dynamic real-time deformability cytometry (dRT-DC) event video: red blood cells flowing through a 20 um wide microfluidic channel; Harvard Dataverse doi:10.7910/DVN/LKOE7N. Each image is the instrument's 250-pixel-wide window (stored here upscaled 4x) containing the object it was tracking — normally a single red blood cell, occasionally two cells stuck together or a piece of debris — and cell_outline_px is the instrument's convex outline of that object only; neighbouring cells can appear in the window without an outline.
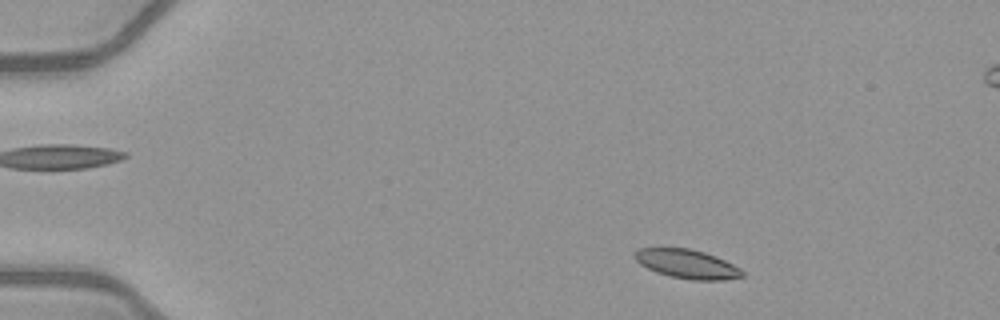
{"species": "common noctule bat (a hibernating species)", "species_latin": "Nyctalus noctula", "temperature_condition": "warm", "stored_images_in_passage": 48, "camera_frame_rate_fps": 3000, "um_per_image_px": 0.085, "animal": {"sex": "female", "body_mass_g": 21.9}, "frame": {"image": 1, "passage_image": 5, "time_ms": 1.333, "image_size_px": [1000, 320], "cell_outline_px": [[744, 276], [724, 280], [692, 280], [672, 276], [656, 272], [640, 264], [632, 256], [640, 248], [688, 248], [704, 252], [716, 256], [740, 268], [744, 272]], "centroid_in_image_um": [58.41, 22.44], "position_along_channel_um": 26.6, "area_um2": 18.03}}
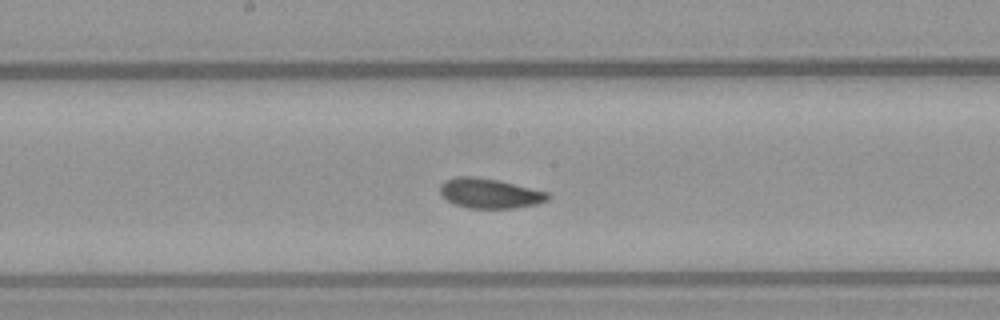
{"frame": {"image": 2, "passage_image": 25, "time_ms": 8.0, "image_size_px": [1000, 320], "cell_outline_px": [[552, 196], [548, 200], [536, 204], [516, 208], [468, 208], [456, 204], [448, 200], [440, 192], [440, 184], [456, 176], [476, 176], [500, 180], [548, 192]], "centroid_in_image_um": [41.67, 16.42], "position_along_channel_um": 206.5, "area_um2": 18.79}}
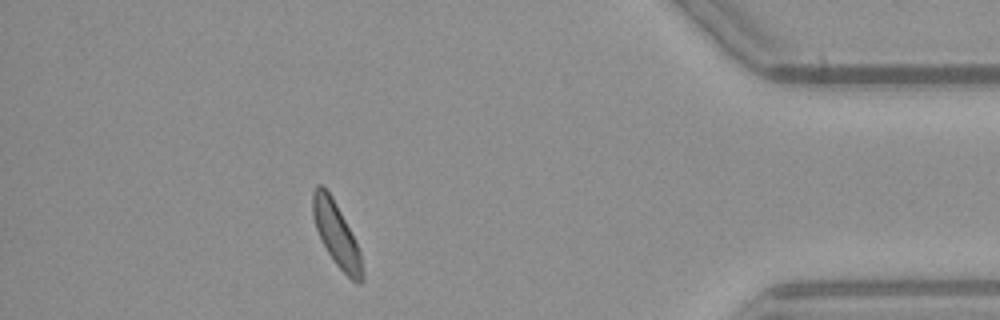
{"frame": {"image": 3, "passage_image": 43, "time_ms": 14.0, "image_size_px": [1000, 320], "cell_outline_px": [[364, 280], [360, 284], [356, 284], [336, 264], [328, 252], [316, 228], [312, 216], [312, 192], [316, 184], [320, 184], [332, 196], [360, 252], [364, 272]], "centroid_in_image_um": [28.59, 19.94], "position_along_channel_um": 406.6, "area_um2": 17.98}, "authors_computed_cell_mechanics": {"area_um2": 18.4671, "velocity_mm_per_s": 4.0385, "shape_relaxation_time_tau1_ms": 2.5646, "shape_relaxation_time_tau2_ms": 1.5751, "deformation_change_tau1": 0.0774, "deformation_change_tau2": 0.068}}